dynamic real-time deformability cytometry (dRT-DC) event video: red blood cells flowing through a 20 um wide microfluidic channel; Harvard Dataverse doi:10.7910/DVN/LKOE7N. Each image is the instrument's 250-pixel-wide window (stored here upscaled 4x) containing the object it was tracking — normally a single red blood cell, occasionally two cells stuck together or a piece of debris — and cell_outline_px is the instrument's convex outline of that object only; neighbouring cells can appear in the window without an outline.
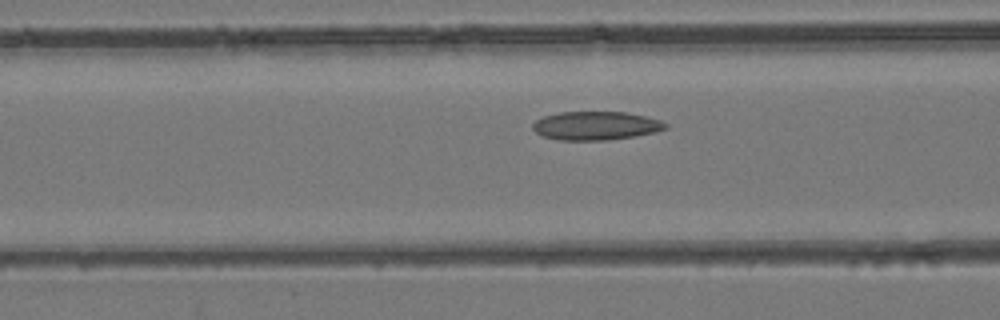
{"species": "common noctule bat (a hibernating species)", "species_latin": "Nyctalus noctula", "temperature_condition": "room temperature", "stored_images_in_passage": 33, "camera_frame_rate_fps": 3000, "um_per_image_px": 0.085, "animal": {"sex": "female", "body_mass_g": 24.6, "forearm_length_mm": 56.2}, "frame": {"image": 1, "passage_image": 7, "time_ms": 2.0, "image_size_px": [1000, 320], "cell_outline_px": [[668, 128], [656, 132], [608, 140], [560, 140], [540, 136], [532, 128], [532, 124], [536, 120], [544, 116], [560, 112], [624, 112], [644, 116], [660, 120], [668, 124]], "centroid_in_image_um": [50.63, 10.69], "position_along_channel_um": 116.0, "area_um2": 22.08}}
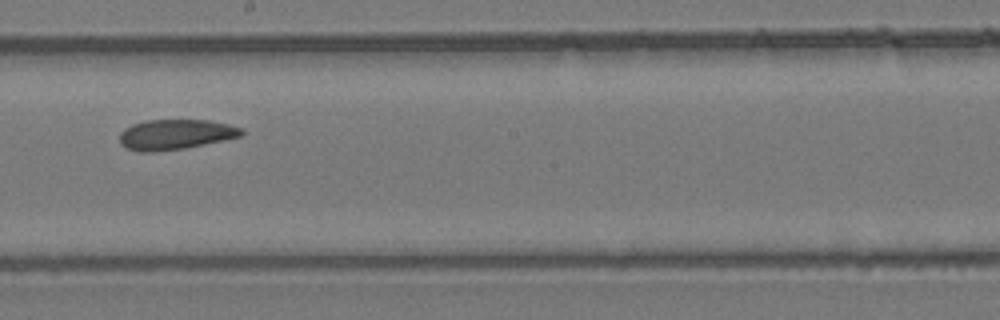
{"frame": {"image": 2, "passage_image": 15, "time_ms": 4.667, "image_size_px": [1000, 320], "cell_outline_px": [[244, 132], [240, 136], [204, 144], [184, 148], [156, 152], [140, 152], [128, 148], [120, 144], [120, 132], [124, 128], [132, 124], [144, 120], [208, 120], [228, 124], [244, 128]], "centroid_in_image_um": [14.89, 11.42], "position_along_channel_um": 233.3, "area_um2": 21.44}}
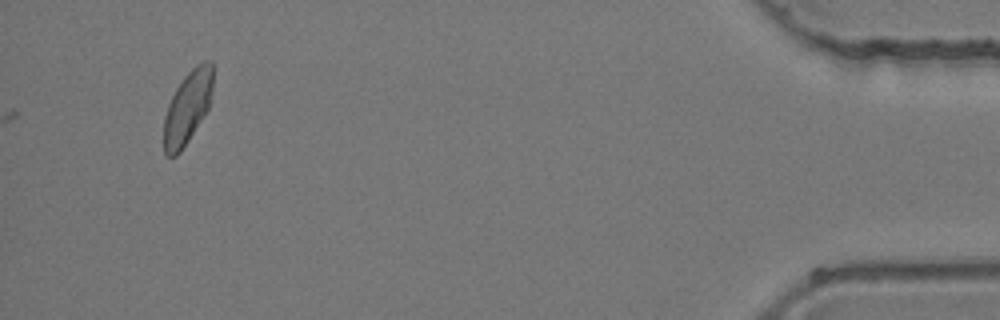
{"frame": {"image": 3, "passage_image": 33, "time_ms": 10.667, "image_size_px": [1000, 320], "cell_outline_px": [[216, 68], [212, 92], [208, 108], [188, 140], [180, 152], [176, 156], [164, 156], [164, 116], [168, 104], [176, 88], [184, 76], [196, 64], [204, 60], [212, 60]], "centroid_in_image_um": [15.98, 9.05], "position_along_channel_um": 419.2, "area_um2": 21.1}}